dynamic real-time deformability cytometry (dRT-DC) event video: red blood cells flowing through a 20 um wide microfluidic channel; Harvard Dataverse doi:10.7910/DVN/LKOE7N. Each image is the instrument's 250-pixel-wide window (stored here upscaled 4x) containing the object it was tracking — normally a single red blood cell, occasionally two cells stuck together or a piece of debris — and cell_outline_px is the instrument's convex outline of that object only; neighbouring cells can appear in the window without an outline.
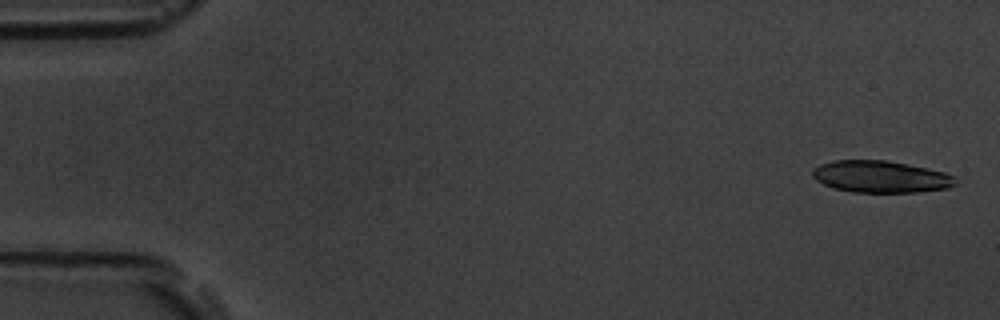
{"species": "common noctule bat (a hibernating species)", "species_latin": "Nyctalus noctula", "temperature_condition": "room temperature", "stored_images_in_passage": 12, "camera_frame_rate_fps": 3000, "um_per_image_px": 0.085, "animal": {"sex": "male", "body_mass_g": 19.5, "forearm_length_mm": 54.6}, "frame": {"image": 1, "passage_image": 1, "time_ms": 0.0, "image_size_px": [1000, 320], "cell_outline_px": [[956, 184], [948, 188], [916, 192], [852, 192], [832, 188], [816, 180], [812, 176], [812, 168], [820, 164], [832, 160], [888, 160], [928, 168], [944, 172], [952, 176]], "centroid_in_image_um": [74.81, 15.01], "position_along_channel_um": 10.2, "area_um2": 26.65}}